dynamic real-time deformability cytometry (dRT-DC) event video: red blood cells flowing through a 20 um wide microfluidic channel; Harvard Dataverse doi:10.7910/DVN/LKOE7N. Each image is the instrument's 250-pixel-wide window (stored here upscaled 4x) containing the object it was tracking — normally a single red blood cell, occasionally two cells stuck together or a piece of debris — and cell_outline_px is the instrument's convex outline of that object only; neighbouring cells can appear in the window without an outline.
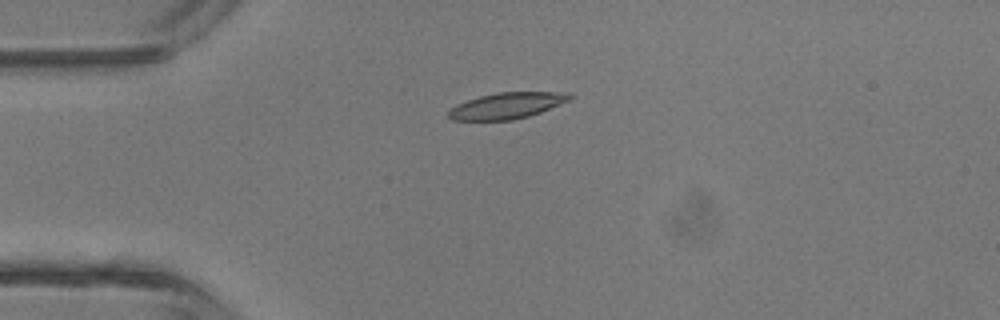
{"species": "common noctule bat (a hibernating species)", "species_latin": "Nyctalus noctula", "temperature_condition": "room temperature", "stored_images_in_passage": 5, "camera_frame_rate_fps": 3000, "um_per_image_px": 0.085, "animal": {"sex": "male", "body_mass_g": 13.3}, "frame": {"image": 1, "passage_image": 3, "time_ms": 2.667, "image_size_px": [1000, 320], "cell_outline_px": [[576, 96], [572, 100], [540, 112], [528, 116], [512, 120], [452, 120], [448, 116], [448, 112], [456, 104], [480, 96], [496, 92], [568, 92]], "centroid_in_image_um": [43.15, 8.97], "position_along_channel_um": 41.9, "area_um2": 18.55}}
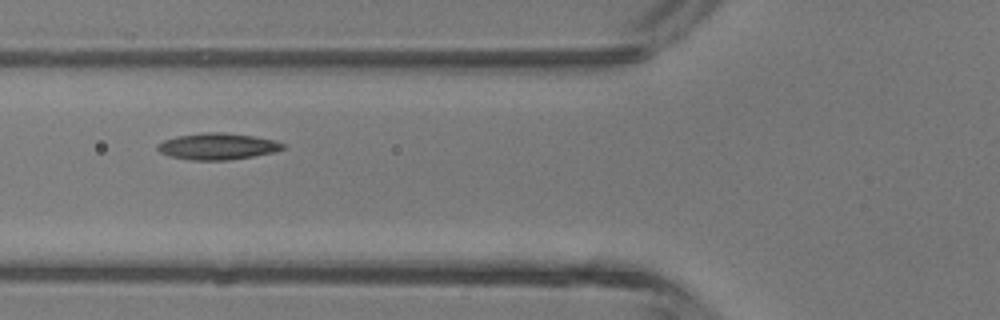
{"frame": {"image": 2, "passage_image": 5, "time_ms": 4.667, "image_size_px": [1000, 320], "cell_outline_px": [[284, 148], [276, 152], [228, 160], [192, 160], [172, 156], [160, 152], [156, 148], [156, 144], [164, 140], [176, 136], [204, 132], [224, 132], [252, 136], [276, 140], [284, 144]], "centroid_in_image_um": [18.49, 12.43], "position_along_channel_um": 107.3, "area_um2": 19.31}}